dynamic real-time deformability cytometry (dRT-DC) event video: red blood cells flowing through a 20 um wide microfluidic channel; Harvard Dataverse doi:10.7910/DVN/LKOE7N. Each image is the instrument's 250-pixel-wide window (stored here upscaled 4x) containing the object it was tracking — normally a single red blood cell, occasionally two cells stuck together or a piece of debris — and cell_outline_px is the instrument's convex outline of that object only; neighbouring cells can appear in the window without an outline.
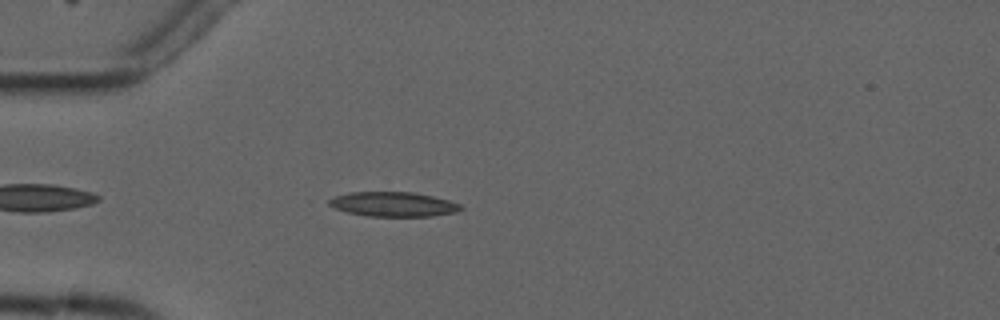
{"species": "common noctule bat (a hibernating species)", "species_latin": "Nyctalus noctula", "temperature_condition": "cold", "stored_images_in_passage": 3, "camera_frame_rate_fps": 3000, "um_per_image_px": 0.085, "animal": {"sex": "male", "forearm_length_mm": 52.5}, "frame": {"image": 1, "passage_image": 2, "time_ms": 1.333, "image_size_px": [1000, 320], "cell_outline_px": [[464, 208], [456, 212], [432, 216], [368, 216], [348, 212], [336, 208], [328, 204], [328, 200], [332, 196], [348, 192], [416, 192], [448, 200], [460, 204]], "centroid_in_image_um": [33.42, 17.35], "position_along_channel_um": 51.6, "area_um2": 18.9}}